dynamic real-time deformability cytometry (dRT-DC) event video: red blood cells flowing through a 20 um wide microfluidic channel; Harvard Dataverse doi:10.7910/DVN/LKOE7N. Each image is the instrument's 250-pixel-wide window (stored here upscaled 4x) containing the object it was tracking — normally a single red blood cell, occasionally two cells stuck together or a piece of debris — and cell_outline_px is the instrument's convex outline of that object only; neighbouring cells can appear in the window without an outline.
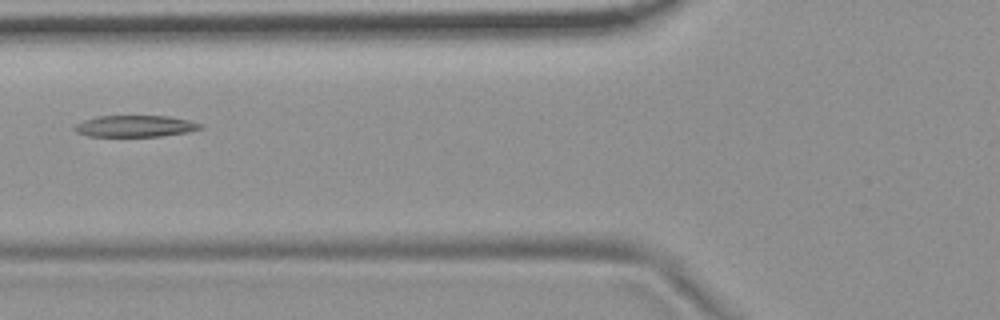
{"species": "common noctule bat (a hibernating species)", "species_latin": "Nyctalus noctula", "temperature_condition": "room temperature", "stored_images_in_passage": 4, "camera_frame_rate_fps": 3000, "um_per_image_px": 0.085, "animal": {"sex": "female", "body_mass_g": 19.9}, "frame": {"image": 1, "passage_image": 2, "time_ms": 0.333, "image_size_px": [1000, 320], "cell_outline_px": [[204, 128], [188, 132], [160, 136], [88, 136], [76, 132], [72, 128], [76, 124], [84, 120], [96, 116], [168, 116], [188, 120], [204, 124]], "centroid_in_image_um": [11.5, 10.72], "position_along_channel_um": 114.3, "area_um2": 15.84}}
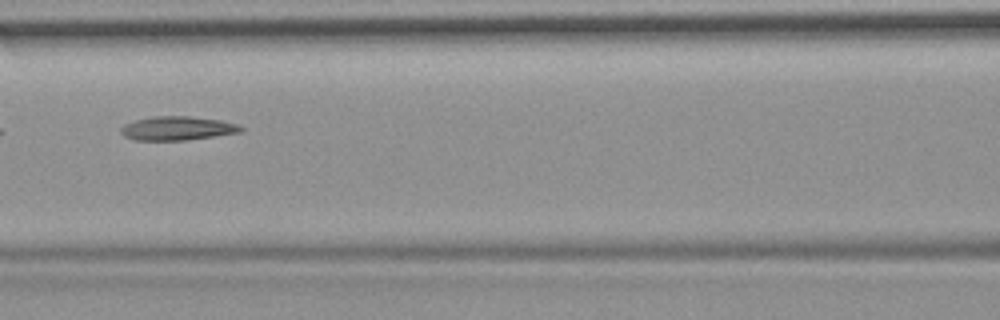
{"frame": {"image": 2, "passage_image": 3, "time_ms": 0.667, "image_size_px": [1000, 320], "cell_outline_px": [[244, 128], [240, 132], [184, 140], [136, 140], [124, 136], [120, 132], [120, 128], [124, 124], [136, 120], [152, 116], [188, 116], [220, 120], [240, 124]], "centroid_in_image_um": [15.06, 10.9], "position_along_channel_um": 151.5, "area_um2": 16.59}}